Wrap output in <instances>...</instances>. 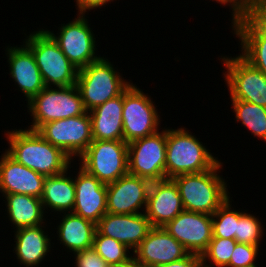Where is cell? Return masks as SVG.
<instances>
[{
	"label": "cell",
	"mask_w": 266,
	"mask_h": 267,
	"mask_svg": "<svg viewBox=\"0 0 266 267\" xmlns=\"http://www.w3.org/2000/svg\"><path fill=\"white\" fill-rule=\"evenodd\" d=\"M6 135L10 145L7 153L18 163L45 177L62 174L71 165L72 159L37 131L16 129Z\"/></svg>",
	"instance_id": "obj_1"
},
{
	"label": "cell",
	"mask_w": 266,
	"mask_h": 267,
	"mask_svg": "<svg viewBox=\"0 0 266 267\" xmlns=\"http://www.w3.org/2000/svg\"><path fill=\"white\" fill-rule=\"evenodd\" d=\"M221 167V162H218L210 170L172 178L178 187L184 210L213 215L230 198L225 180L216 173Z\"/></svg>",
	"instance_id": "obj_2"
},
{
	"label": "cell",
	"mask_w": 266,
	"mask_h": 267,
	"mask_svg": "<svg viewBox=\"0 0 266 267\" xmlns=\"http://www.w3.org/2000/svg\"><path fill=\"white\" fill-rule=\"evenodd\" d=\"M219 160L188 130H166V179L212 169Z\"/></svg>",
	"instance_id": "obj_3"
},
{
	"label": "cell",
	"mask_w": 266,
	"mask_h": 267,
	"mask_svg": "<svg viewBox=\"0 0 266 267\" xmlns=\"http://www.w3.org/2000/svg\"><path fill=\"white\" fill-rule=\"evenodd\" d=\"M25 45L32 51L45 86L76 85L79 69L61 51L54 39L43 29L27 36Z\"/></svg>",
	"instance_id": "obj_4"
},
{
	"label": "cell",
	"mask_w": 266,
	"mask_h": 267,
	"mask_svg": "<svg viewBox=\"0 0 266 267\" xmlns=\"http://www.w3.org/2000/svg\"><path fill=\"white\" fill-rule=\"evenodd\" d=\"M119 74L103 57L79 69L76 86L86 111L119 96L130 85Z\"/></svg>",
	"instance_id": "obj_5"
},
{
	"label": "cell",
	"mask_w": 266,
	"mask_h": 267,
	"mask_svg": "<svg viewBox=\"0 0 266 267\" xmlns=\"http://www.w3.org/2000/svg\"><path fill=\"white\" fill-rule=\"evenodd\" d=\"M56 88L46 86L28 102V110L34 122L29 130L36 131L45 123L80 116L86 112L76 85Z\"/></svg>",
	"instance_id": "obj_6"
},
{
	"label": "cell",
	"mask_w": 266,
	"mask_h": 267,
	"mask_svg": "<svg viewBox=\"0 0 266 267\" xmlns=\"http://www.w3.org/2000/svg\"><path fill=\"white\" fill-rule=\"evenodd\" d=\"M80 158V167L104 184L128 173V143L124 140H93Z\"/></svg>",
	"instance_id": "obj_7"
},
{
	"label": "cell",
	"mask_w": 266,
	"mask_h": 267,
	"mask_svg": "<svg viewBox=\"0 0 266 267\" xmlns=\"http://www.w3.org/2000/svg\"><path fill=\"white\" fill-rule=\"evenodd\" d=\"M160 116L155 104L132 83L123 91L124 141L147 137L158 132Z\"/></svg>",
	"instance_id": "obj_8"
},
{
	"label": "cell",
	"mask_w": 266,
	"mask_h": 267,
	"mask_svg": "<svg viewBox=\"0 0 266 267\" xmlns=\"http://www.w3.org/2000/svg\"><path fill=\"white\" fill-rule=\"evenodd\" d=\"M166 129L128 143V173L149 181L165 180Z\"/></svg>",
	"instance_id": "obj_9"
},
{
	"label": "cell",
	"mask_w": 266,
	"mask_h": 267,
	"mask_svg": "<svg viewBox=\"0 0 266 267\" xmlns=\"http://www.w3.org/2000/svg\"><path fill=\"white\" fill-rule=\"evenodd\" d=\"M36 131L71 159L74 155L80 157L93 141L88 111L80 116L45 123Z\"/></svg>",
	"instance_id": "obj_10"
},
{
	"label": "cell",
	"mask_w": 266,
	"mask_h": 267,
	"mask_svg": "<svg viewBox=\"0 0 266 267\" xmlns=\"http://www.w3.org/2000/svg\"><path fill=\"white\" fill-rule=\"evenodd\" d=\"M221 59L227 68L224 77L231 99L247 101L266 108V75L246 61L241 54L234 58Z\"/></svg>",
	"instance_id": "obj_11"
},
{
	"label": "cell",
	"mask_w": 266,
	"mask_h": 267,
	"mask_svg": "<svg viewBox=\"0 0 266 267\" xmlns=\"http://www.w3.org/2000/svg\"><path fill=\"white\" fill-rule=\"evenodd\" d=\"M85 14H79L72 22L61 26L60 35L45 30L58 44L68 60L82 69L101 57L95 56V37L88 25Z\"/></svg>",
	"instance_id": "obj_12"
},
{
	"label": "cell",
	"mask_w": 266,
	"mask_h": 267,
	"mask_svg": "<svg viewBox=\"0 0 266 267\" xmlns=\"http://www.w3.org/2000/svg\"><path fill=\"white\" fill-rule=\"evenodd\" d=\"M184 248L202 255L213 237L211 215L183 210L163 227Z\"/></svg>",
	"instance_id": "obj_13"
},
{
	"label": "cell",
	"mask_w": 266,
	"mask_h": 267,
	"mask_svg": "<svg viewBox=\"0 0 266 267\" xmlns=\"http://www.w3.org/2000/svg\"><path fill=\"white\" fill-rule=\"evenodd\" d=\"M151 181L132 174H125L107 184V212L113 214H137L147 206Z\"/></svg>",
	"instance_id": "obj_14"
},
{
	"label": "cell",
	"mask_w": 266,
	"mask_h": 267,
	"mask_svg": "<svg viewBox=\"0 0 266 267\" xmlns=\"http://www.w3.org/2000/svg\"><path fill=\"white\" fill-rule=\"evenodd\" d=\"M133 253L134 260L146 267L181 260L189 254L163 227H152Z\"/></svg>",
	"instance_id": "obj_15"
},
{
	"label": "cell",
	"mask_w": 266,
	"mask_h": 267,
	"mask_svg": "<svg viewBox=\"0 0 266 267\" xmlns=\"http://www.w3.org/2000/svg\"><path fill=\"white\" fill-rule=\"evenodd\" d=\"M144 213L113 214L107 212L96 224V230L101 235L111 237L134 251L152 228Z\"/></svg>",
	"instance_id": "obj_16"
},
{
	"label": "cell",
	"mask_w": 266,
	"mask_h": 267,
	"mask_svg": "<svg viewBox=\"0 0 266 267\" xmlns=\"http://www.w3.org/2000/svg\"><path fill=\"white\" fill-rule=\"evenodd\" d=\"M74 184L76 197L72 213L97 224L107 213V184L81 167Z\"/></svg>",
	"instance_id": "obj_17"
},
{
	"label": "cell",
	"mask_w": 266,
	"mask_h": 267,
	"mask_svg": "<svg viewBox=\"0 0 266 267\" xmlns=\"http://www.w3.org/2000/svg\"><path fill=\"white\" fill-rule=\"evenodd\" d=\"M183 210L178 187L172 179L151 182L143 211L152 227H164Z\"/></svg>",
	"instance_id": "obj_18"
},
{
	"label": "cell",
	"mask_w": 266,
	"mask_h": 267,
	"mask_svg": "<svg viewBox=\"0 0 266 267\" xmlns=\"http://www.w3.org/2000/svg\"><path fill=\"white\" fill-rule=\"evenodd\" d=\"M45 176L18 163L6 151L0 160V192L41 198Z\"/></svg>",
	"instance_id": "obj_19"
},
{
	"label": "cell",
	"mask_w": 266,
	"mask_h": 267,
	"mask_svg": "<svg viewBox=\"0 0 266 267\" xmlns=\"http://www.w3.org/2000/svg\"><path fill=\"white\" fill-rule=\"evenodd\" d=\"M7 51L10 74L29 102L46 87L34 55L24 44L7 48Z\"/></svg>",
	"instance_id": "obj_20"
},
{
	"label": "cell",
	"mask_w": 266,
	"mask_h": 267,
	"mask_svg": "<svg viewBox=\"0 0 266 267\" xmlns=\"http://www.w3.org/2000/svg\"><path fill=\"white\" fill-rule=\"evenodd\" d=\"M123 92L89 111L93 140H124Z\"/></svg>",
	"instance_id": "obj_21"
},
{
	"label": "cell",
	"mask_w": 266,
	"mask_h": 267,
	"mask_svg": "<svg viewBox=\"0 0 266 267\" xmlns=\"http://www.w3.org/2000/svg\"><path fill=\"white\" fill-rule=\"evenodd\" d=\"M41 227L38 225L16 230L15 253L20 264L26 267L40 264L51 248V240Z\"/></svg>",
	"instance_id": "obj_22"
},
{
	"label": "cell",
	"mask_w": 266,
	"mask_h": 267,
	"mask_svg": "<svg viewBox=\"0 0 266 267\" xmlns=\"http://www.w3.org/2000/svg\"><path fill=\"white\" fill-rule=\"evenodd\" d=\"M59 240L74 253L91 248L93 245L96 224L72 212L63 215L58 226Z\"/></svg>",
	"instance_id": "obj_23"
},
{
	"label": "cell",
	"mask_w": 266,
	"mask_h": 267,
	"mask_svg": "<svg viewBox=\"0 0 266 267\" xmlns=\"http://www.w3.org/2000/svg\"><path fill=\"white\" fill-rule=\"evenodd\" d=\"M68 170L62 174L45 177L41 195L42 206L52 210L72 212L75 203L74 179L67 177ZM46 206V207H45Z\"/></svg>",
	"instance_id": "obj_24"
},
{
	"label": "cell",
	"mask_w": 266,
	"mask_h": 267,
	"mask_svg": "<svg viewBox=\"0 0 266 267\" xmlns=\"http://www.w3.org/2000/svg\"><path fill=\"white\" fill-rule=\"evenodd\" d=\"M7 213L16 229L44 224V209L40 198L24 194H5Z\"/></svg>",
	"instance_id": "obj_25"
},
{
	"label": "cell",
	"mask_w": 266,
	"mask_h": 267,
	"mask_svg": "<svg viewBox=\"0 0 266 267\" xmlns=\"http://www.w3.org/2000/svg\"><path fill=\"white\" fill-rule=\"evenodd\" d=\"M232 21L237 37L266 38V0H256L241 17Z\"/></svg>",
	"instance_id": "obj_26"
},
{
	"label": "cell",
	"mask_w": 266,
	"mask_h": 267,
	"mask_svg": "<svg viewBox=\"0 0 266 267\" xmlns=\"http://www.w3.org/2000/svg\"><path fill=\"white\" fill-rule=\"evenodd\" d=\"M236 121H242L244 127L254 136L266 141V108L247 101L232 99Z\"/></svg>",
	"instance_id": "obj_27"
},
{
	"label": "cell",
	"mask_w": 266,
	"mask_h": 267,
	"mask_svg": "<svg viewBox=\"0 0 266 267\" xmlns=\"http://www.w3.org/2000/svg\"><path fill=\"white\" fill-rule=\"evenodd\" d=\"M244 212L233 211L229 198L211 215L212 238L235 239L237 221Z\"/></svg>",
	"instance_id": "obj_28"
},
{
	"label": "cell",
	"mask_w": 266,
	"mask_h": 267,
	"mask_svg": "<svg viewBox=\"0 0 266 267\" xmlns=\"http://www.w3.org/2000/svg\"><path fill=\"white\" fill-rule=\"evenodd\" d=\"M92 248L107 264L122 263L132 258V256L127 255L129 248L126 245L111 237L101 235L97 230L94 235Z\"/></svg>",
	"instance_id": "obj_29"
},
{
	"label": "cell",
	"mask_w": 266,
	"mask_h": 267,
	"mask_svg": "<svg viewBox=\"0 0 266 267\" xmlns=\"http://www.w3.org/2000/svg\"><path fill=\"white\" fill-rule=\"evenodd\" d=\"M236 244L235 239L212 238L207 249L201 255L202 264H206L209 260L216 267H229Z\"/></svg>",
	"instance_id": "obj_30"
},
{
	"label": "cell",
	"mask_w": 266,
	"mask_h": 267,
	"mask_svg": "<svg viewBox=\"0 0 266 267\" xmlns=\"http://www.w3.org/2000/svg\"><path fill=\"white\" fill-rule=\"evenodd\" d=\"M242 57L266 75V38L239 37Z\"/></svg>",
	"instance_id": "obj_31"
},
{
	"label": "cell",
	"mask_w": 266,
	"mask_h": 267,
	"mask_svg": "<svg viewBox=\"0 0 266 267\" xmlns=\"http://www.w3.org/2000/svg\"><path fill=\"white\" fill-rule=\"evenodd\" d=\"M262 231L261 222L258 218L244 212L237 221L235 240L237 243L259 246Z\"/></svg>",
	"instance_id": "obj_32"
},
{
	"label": "cell",
	"mask_w": 266,
	"mask_h": 267,
	"mask_svg": "<svg viewBox=\"0 0 266 267\" xmlns=\"http://www.w3.org/2000/svg\"><path fill=\"white\" fill-rule=\"evenodd\" d=\"M259 246L237 243L233 254L231 255L229 267H245L256 265V257L258 254Z\"/></svg>",
	"instance_id": "obj_33"
},
{
	"label": "cell",
	"mask_w": 266,
	"mask_h": 267,
	"mask_svg": "<svg viewBox=\"0 0 266 267\" xmlns=\"http://www.w3.org/2000/svg\"><path fill=\"white\" fill-rule=\"evenodd\" d=\"M74 254L76 267H107L108 265L92 247Z\"/></svg>",
	"instance_id": "obj_34"
},
{
	"label": "cell",
	"mask_w": 266,
	"mask_h": 267,
	"mask_svg": "<svg viewBox=\"0 0 266 267\" xmlns=\"http://www.w3.org/2000/svg\"><path fill=\"white\" fill-rule=\"evenodd\" d=\"M156 267H203V265L201 261V255L189 253L181 260L161 264Z\"/></svg>",
	"instance_id": "obj_35"
},
{
	"label": "cell",
	"mask_w": 266,
	"mask_h": 267,
	"mask_svg": "<svg viewBox=\"0 0 266 267\" xmlns=\"http://www.w3.org/2000/svg\"><path fill=\"white\" fill-rule=\"evenodd\" d=\"M256 0H220L221 4L230 3L233 11V20L241 17Z\"/></svg>",
	"instance_id": "obj_36"
},
{
	"label": "cell",
	"mask_w": 266,
	"mask_h": 267,
	"mask_svg": "<svg viewBox=\"0 0 266 267\" xmlns=\"http://www.w3.org/2000/svg\"><path fill=\"white\" fill-rule=\"evenodd\" d=\"M113 0H76L79 14H85L87 10L96 9L97 7L104 6L107 2Z\"/></svg>",
	"instance_id": "obj_37"
},
{
	"label": "cell",
	"mask_w": 266,
	"mask_h": 267,
	"mask_svg": "<svg viewBox=\"0 0 266 267\" xmlns=\"http://www.w3.org/2000/svg\"><path fill=\"white\" fill-rule=\"evenodd\" d=\"M133 261L134 257H132L129 261H125L122 263L108 264L107 267H128Z\"/></svg>",
	"instance_id": "obj_38"
},
{
	"label": "cell",
	"mask_w": 266,
	"mask_h": 267,
	"mask_svg": "<svg viewBox=\"0 0 266 267\" xmlns=\"http://www.w3.org/2000/svg\"><path fill=\"white\" fill-rule=\"evenodd\" d=\"M128 267H146V266L134 260Z\"/></svg>",
	"instance_id": "obj_39"
},
{
	"label": "cell",
	"mask_w": 266,
	"mask_h": 267,
	"mask_svg": "<svg viewBox=\"0 0 266 267\" xmlns=\"http://www.w3.org/2000/svg\"><path fill=\"white\" fill-rule=\"evenodd\" d=\"M203 267H212L211 265H208V264H202Z\"/></svg>",
	"instance_id": "obj_40"
},
{
	"label": "cell",
	"mask_w": 266,
	"mask_h": 267,
	"mask_svg": "<svg viewBox=\"0 0 266 267\" xmlns=\"http://www.w3.org/2000/svg\"><path fill=\"white\" fill-rule=\"evenodd\" d=\"M245 267H257L256 265H252V266H245Z\"/></svg>",
	"instance_id": "obj_41"
}]
</instances>
